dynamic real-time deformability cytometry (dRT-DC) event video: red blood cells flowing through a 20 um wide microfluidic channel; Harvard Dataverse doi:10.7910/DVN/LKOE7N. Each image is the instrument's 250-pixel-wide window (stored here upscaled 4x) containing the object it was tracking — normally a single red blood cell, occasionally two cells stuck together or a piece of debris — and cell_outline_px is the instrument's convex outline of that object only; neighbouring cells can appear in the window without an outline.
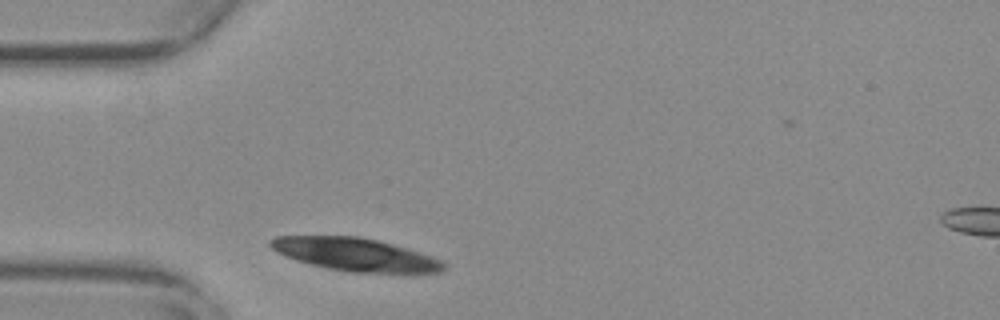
{"species": "common noctule bat (a hibernating species)", "species_latin": "Nyctalus noctula", "temperature_condition": "warm", "stored_images_in_passage": 35, "camera_frame_rate_fps": 3000, "um_per_image_px": 0.085, "animal": {"sex": "female", "body_mass_g": 29.2, "forearm_length_mm": 56.3}, "frame": {"image": 1, "passage_image": 1, "time_ms": 0.0, "image_size_px": [1000, 320], "cell_outline_px": [[448, 264], [440, 272], [408, 276], [404, 276], [348, 272], [328, 268], [296, 260], [276, 252], [268, 244], [268, 240], [276, 236], [360, 236], [392, 244], [420, 252], [444, 260]], "centroid_in_image_um": [30.34, 21.68], "position_along_channel_um": 54.7, "area_um2": 34.45}}